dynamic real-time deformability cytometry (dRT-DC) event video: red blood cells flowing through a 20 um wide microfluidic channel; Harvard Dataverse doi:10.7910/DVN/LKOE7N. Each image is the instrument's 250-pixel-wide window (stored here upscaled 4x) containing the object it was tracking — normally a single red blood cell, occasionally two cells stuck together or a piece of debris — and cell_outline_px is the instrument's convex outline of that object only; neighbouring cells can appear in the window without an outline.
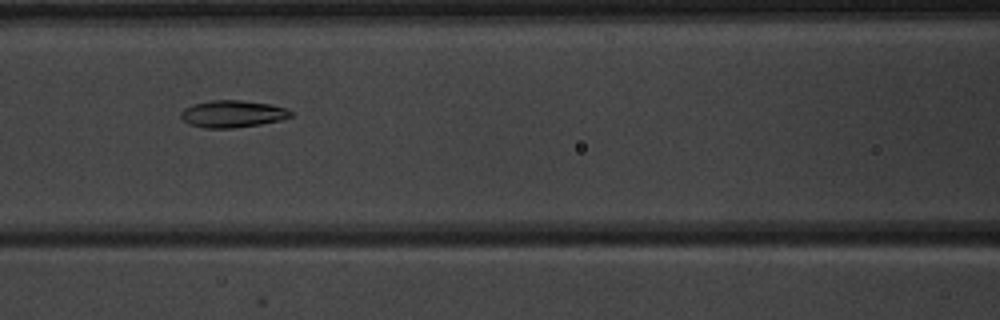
{"species": "common noctule bat (a hibernating species)", "species_latin": "Nyctalus noctula", "temperature_condition": "warm", "stored_images_in_passage": 6, "camera_frame_rate_fps": 3000, "um_per_image_px": 0.085, "animal": {"sex": "male", "body_mass_g": 20.1, "forearm_length_mm": 53.5}, "frame": {"image": 1, "passage_image": 5, "time_ms": 4.333, "image_size_px": [1000, 320], "cell_outline_px": [[292, 116], [280, 120], [260, 124], [232, 128], [204, 128], [188, 124], [180, 116], [180, 112], [184, 108], [192, 104], [212, 100], [244, 100], [268, 104], [284, 108], [292, 112]], "centroid_in_image_um": [19.72, 9.68], "position_along_channel_um": 146.9, "area_um2": 17.28}}
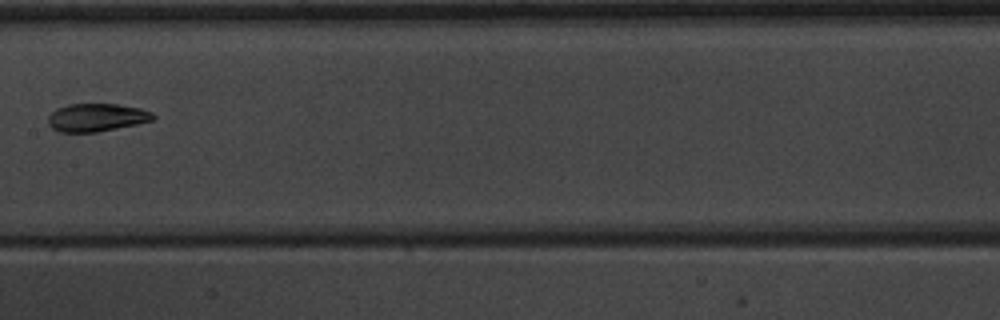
{"frame": {"image": 2, "passage_image": 6, "time_ms": 5.667, "image_size_px": [1000, 320], "cell_outline_px": [[156, 116], [152, 120], [136, 124], [96, 132], [60, 132], [52, 128], [48, 124], [48, 116], [56, 108], [68, 104], [116, 104], [140, 108], [152, 112]], "centroid_in_image_um": [8.18, 9.98], "position_along_channel_um": 199.2, "area_um2": 17.05}}